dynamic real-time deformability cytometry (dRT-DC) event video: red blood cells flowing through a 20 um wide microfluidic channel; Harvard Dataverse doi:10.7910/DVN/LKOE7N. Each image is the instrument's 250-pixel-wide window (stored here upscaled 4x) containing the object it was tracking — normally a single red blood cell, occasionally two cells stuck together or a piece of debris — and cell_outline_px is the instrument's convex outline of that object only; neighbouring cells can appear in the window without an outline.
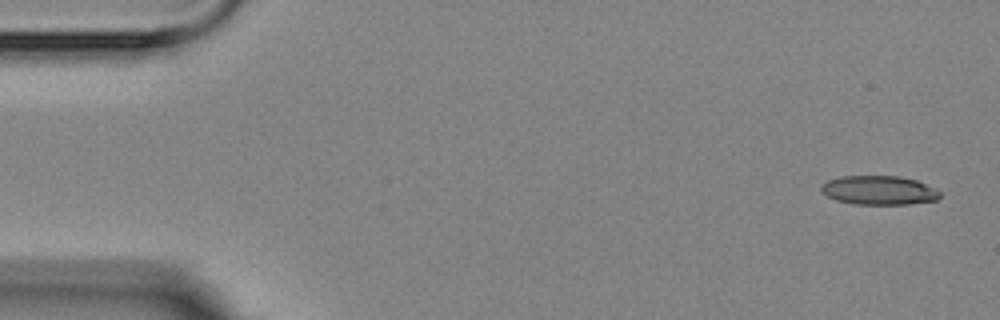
{"species": "Egyptian fruit bat (a non-hibernating species)", "species_latin": "Rousettus aegyptiacus", "temperature_condition": "room temperature", "stored_images_in_passage": 4, "camera_frame_rate_fps": 3000, "um_per_image_px": 0.085, "animal": {"sex": "female"}, "frame": {"image": 1, "passage_image": 1, "time_ms": 0.0, "image_size_px": [1000, 320], "cell_outline_px": [[940, 196], [936, 200], [908, 204], [856, 204], [836, 200], [820, 192], [820, 184], [828, 180], [844, 176], [900, 176], [916, 180], [940, 192]], "centroid_in_image_um": [74.66, 16.17], "position_along_channel_um": 10.3, "area_um2": 19.94}}
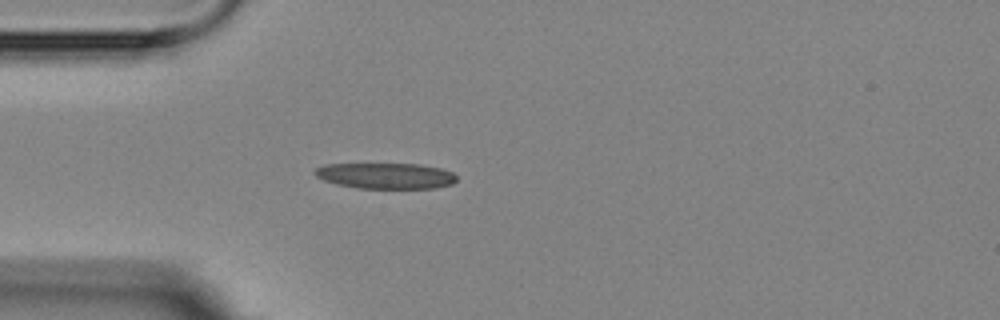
{"frame": {"image": 2, "passage_image": 4, "time_ms": 4.333, "image_size_px": [1000, 320], "cell_outline_px": [[456, 180], [452, 184], [436, 188], [360, 188], [336, 184], [324, 180], [316, 176], [312, 172], [316, 168], [324, 164], [416, 164], [440, 168], [452, 172], [456, 176]], "centroid_in_image_um": [32.77, 14.94], "position_along_channel_um": 52.2, "area_um2": 21.27}}